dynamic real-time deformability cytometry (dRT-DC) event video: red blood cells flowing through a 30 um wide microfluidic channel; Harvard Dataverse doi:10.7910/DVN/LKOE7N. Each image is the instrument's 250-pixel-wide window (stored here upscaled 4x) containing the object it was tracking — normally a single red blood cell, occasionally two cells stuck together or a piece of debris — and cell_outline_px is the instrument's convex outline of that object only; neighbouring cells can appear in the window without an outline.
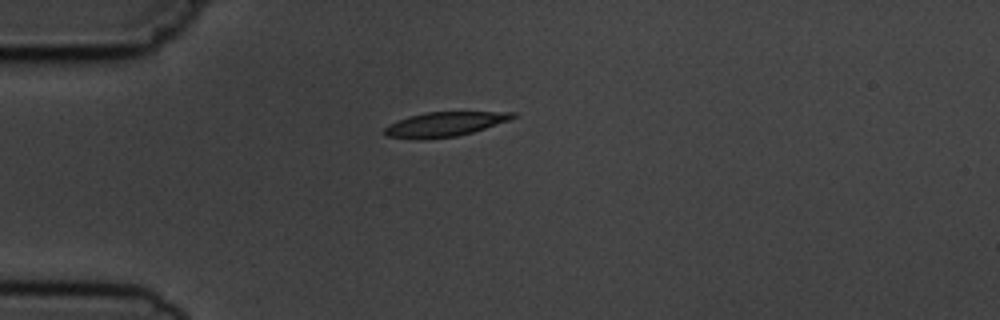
{"species": "common noctule bat (a hibernating species)", "species_latin": "Nyctalus noctula", "temperature_condition": "cold", "stored_images_in_passage": 2, "camera_frame_rate_fps": 3000, "um_per_image_px": 0.085, "animal": {"sex": "male", "body_mass_g": 19.5, "forearm_length_mm": 54.6}, "frame": {"image": 1, "passage_image": 1, "time_ms": 0.0, "image_size_px": [1000, 320], "cell_outline_px": [[516, 116], [512, 120], [472, 132], [456, 136], [424, 140], [416, 140], [388, 136], [384, 132], [384, 128], [388, 124], [408, 116], [424, 112], [516, 112]], "centroid_in_image_um": [37.78, 10.56], "position_along_channel_um": 47.2, "area_um2": 18.5}}
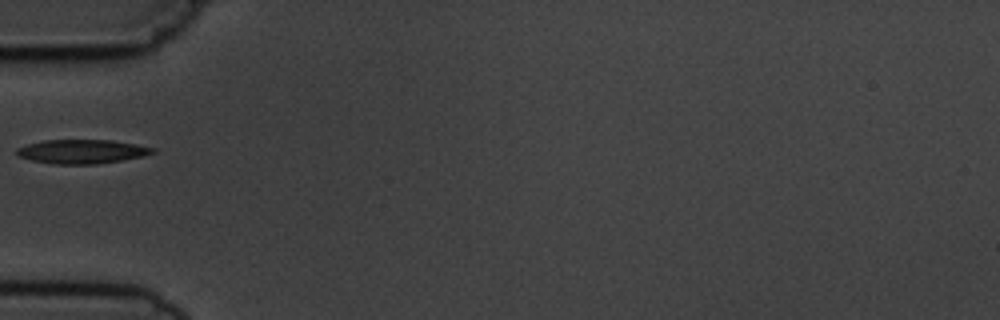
{"frame": {"image": 2, "passage_image": 2, "time_ms": 1.333, "image_size_px": [1000, 320], "cell_outline_px": [[156, 152], [144, 156], [96, 164], [52, 164], [32, 160], [16, 156], [16, 148], [28, 144], [44, 140], [112, 140], [136, 144], [156, 148]], "centroid_in_image_um": [6.96, 12.88], "position_along_channel_um": 78.0, "area_um2": 19.07}}